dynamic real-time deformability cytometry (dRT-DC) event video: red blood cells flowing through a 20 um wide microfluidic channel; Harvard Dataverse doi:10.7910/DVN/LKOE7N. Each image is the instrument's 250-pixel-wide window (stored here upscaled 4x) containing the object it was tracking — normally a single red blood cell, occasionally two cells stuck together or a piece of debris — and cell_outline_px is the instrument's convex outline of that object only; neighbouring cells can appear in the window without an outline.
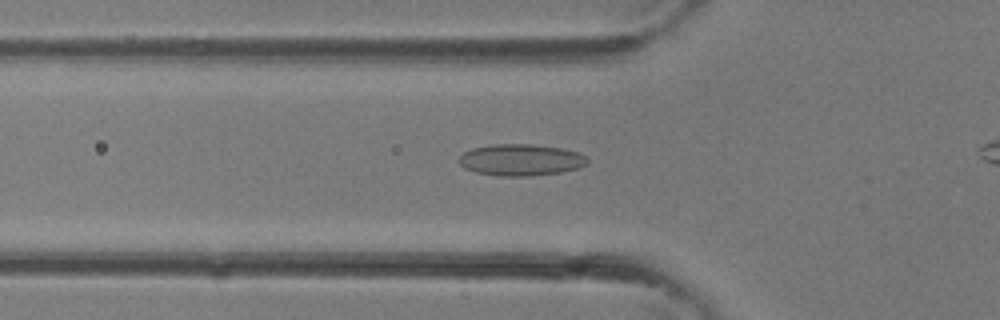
{"species": "common noctule bat (a hibernating species)", "species_latin": "Nyctalus noctula", "temperature_condition": "room temperature", "stored_images_in_passage": 30, "camera_frame_rate_fps": 3000, "um_per_image_px": 0.085, "animal": {"sex": "female"}, "frame": {"image": 1, "passage_image": 12, "time_ms": 3.667, "image_size_px": [1000, 320], "cell_outline_px": [[588, 164], [580, 168], [560, 172], [528, 176], [496, 176], [476, 172], [464, 168], [460, 164], [460, 156], [464, 152], [472, 148], [492, 144], [532, 144], [560, 148], [576, 152], [584, 156], [588, 160]], "centroid_in_image_um": [44.26, 13.59], "position_along_channel_um": 81.5, "area_um2": 23.58}}
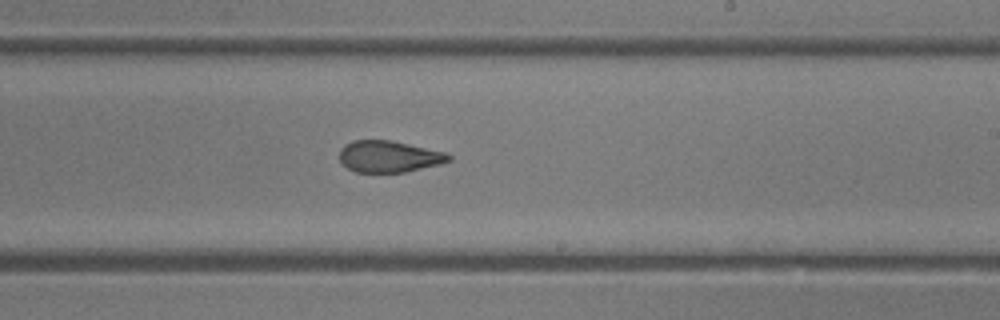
{"frame": {"image": 2, "passage_image": 21, "time_ms": 6.667, "image_size_px": [1000, 320], "cell_outline_px": [[452, 160], [440, 164], [404, 172], [356, 172], [348, 168], [340, 160], [340, 148], [344, 144], [352, 140], [392, 140], [448, 152], [452, 156]], "centroid_in_image_um": [33.09, 13.29], "position_along_channel_um": 255.9, "area_um2": 20.29}}
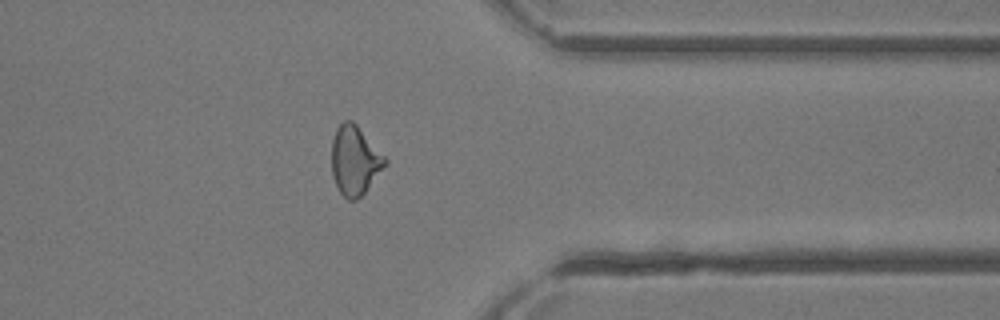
{"frame": {"image": 3, "passage_image": 28, "time_ms": 9.0, "image_size_px": [1000, 320], "cell_outline_px": [[388, 164], [364, 192], [356, 200], [348, 200], [340, 192], [336, 184], [332, 172], [332, 140], [336, 128], [344, 120], [352, 120], [356, 124], [388, 160]], "centroid_in_image_um": [30.16, 13.63], "position_along_channel_um": 381.2, "area_um2": 21.33}}